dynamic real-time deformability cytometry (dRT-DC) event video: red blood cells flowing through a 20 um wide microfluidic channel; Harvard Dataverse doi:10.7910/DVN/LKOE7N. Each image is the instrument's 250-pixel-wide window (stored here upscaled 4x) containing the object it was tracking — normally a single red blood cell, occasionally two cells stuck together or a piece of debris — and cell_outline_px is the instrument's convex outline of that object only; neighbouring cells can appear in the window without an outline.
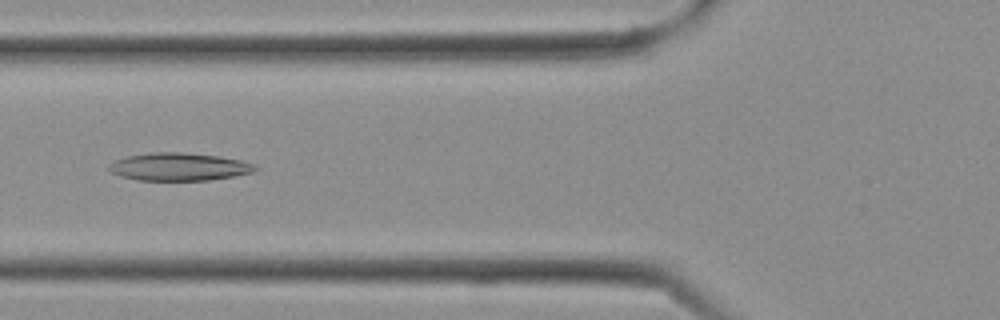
{"species": "Egyptian fruit bat (a non-hibernating species)", "species_latin": "Rousettus aegyptiacus", "temperature_condition": "cold", "stored_images_in_passage": 28, "camera_frame_rate_fps": 3000, "um_per_image_px": 0.085, "frame": {"image": 1, "passage_image": 10, "time_ms": 3.0, "image_size_px": [1000, 320], "cell_outline_px": [[260, 168], [252, 172], [232, 176], [208, 180], [136, 180], [120, 176], [112, 172], [108, 168], [108, 164], [112, 160], [124, 156], [148, 152], [184, 152], [220, 156], [240, 160], [256, 164]], "centroid_in_image_um": [15.17, 14.16], "position_along_channel_um": 110.6, "area_um2": 23.99}}
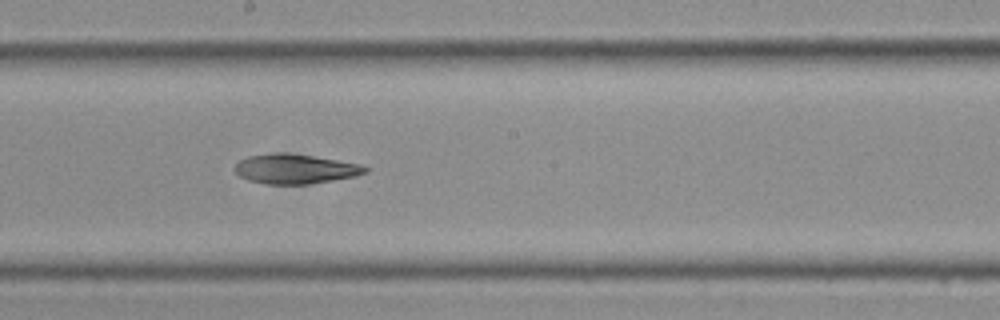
{"frame": {"image": 2, "passage_image": 15, "time_ms": 4.667, "image_size_px": [1000, 320], "cell_outline_px": [[368, 172], [356, 176], [308, 184], [268, 184], [248, 180], [240, 176], [236, 172], [236, 164], [240, 160], [248, 156], [276, 152], [284, 152], [312, 156], [360, 164], [368, 168]], "centroid_in_image_um": [25.09, 14.35], "position_along_channel_um": 223.1, "area_um2": 22.31}}
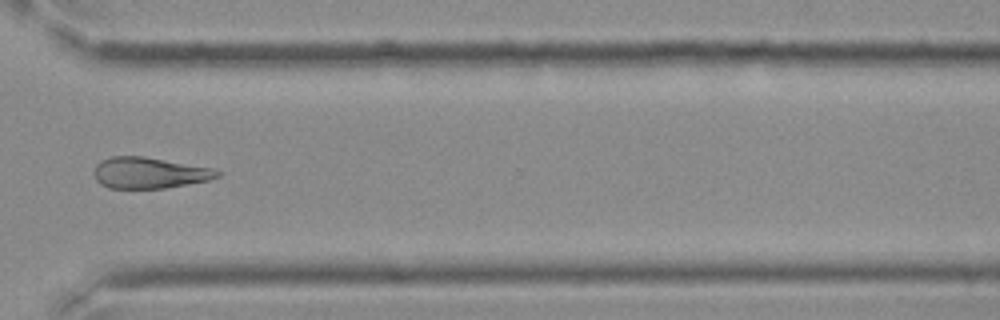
{"frame": {"image": 3, "passage_image": 21, "time_ms": 6.667, "image_size_px": [1000, 320], "cell_outline_px": [[220, 176], [208, 180], [164, 188], [108, 188], [100, 184], [96, 180], [92, 172], [96, 164], [100, 160], [112, 156], [144, 156], [212, 168], [220, 172]], "centroid_in_image_um": [12.63, 14.68], "position_along_channel_um": 358.0, "area_um2": 22.37}}